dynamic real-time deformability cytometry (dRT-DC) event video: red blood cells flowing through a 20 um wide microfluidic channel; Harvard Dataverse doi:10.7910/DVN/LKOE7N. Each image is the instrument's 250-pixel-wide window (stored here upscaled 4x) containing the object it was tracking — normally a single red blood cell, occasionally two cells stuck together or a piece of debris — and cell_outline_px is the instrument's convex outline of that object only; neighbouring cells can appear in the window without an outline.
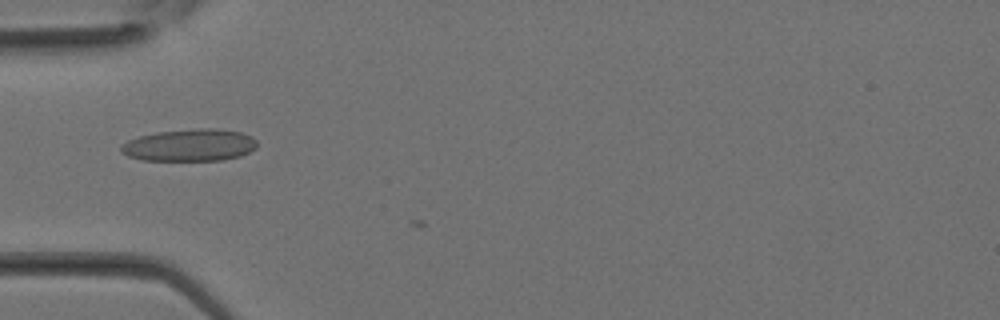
{"species": "Egyptian fruit bat (a non-hibernating species)", "species_latin": "Rousettus aegyptiacus", "temperature_condition": "room temperature", "stored_images_in_passage": 5, "camera_frame_rate_fps": 3000, "um_per_image_px": 0.085, "animal": {"sex": "female"}, "frame": {"image": 1, "passage_image": 1, "time_ms": 0.0, "image_size_px": [1000, 320], "cell_outline_px": [[256, 148], [240, 156], [224, 160], [140, 160], [128, 156], [120, 152], [120, 144], [128, 140], [140, 136], [156, 132], [200, 128], [216, 128], [240, 132], [252, 136], [256, 140]], "centroid_in_image_um": [16.11, 12.34], "position_along_channel_um": 68.9, "area_um2": 25.61}}
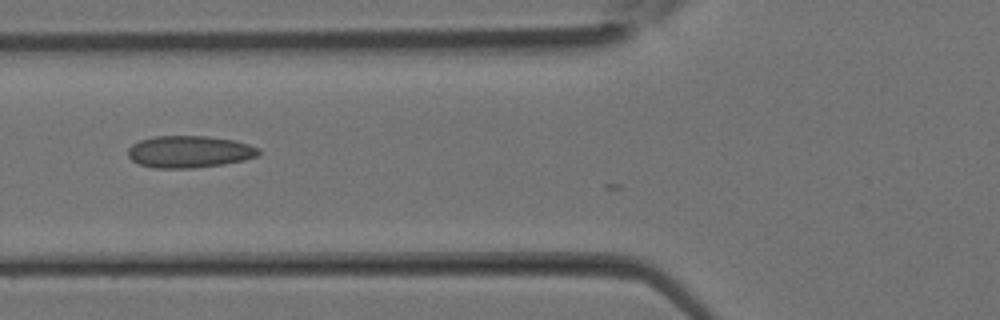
{"frame": {"image": 2, "passage_image": 3, "time_ms": 0.667, "image_size_px": [1000, 320], "cell_outline_px": [[260, 156], [244, 160], [224, 164], [192, 168], [152, 168], [140, 164], [132, 160], [128, 156], [128, 148], [132, 144], [140, 140], [152, 136], [208, 136], [236, 140], [260, 148]], "centroid_in_image_um": [16.12, 12.89], "position_along_channel_um": 109.7, "area_um2": 24.62}}